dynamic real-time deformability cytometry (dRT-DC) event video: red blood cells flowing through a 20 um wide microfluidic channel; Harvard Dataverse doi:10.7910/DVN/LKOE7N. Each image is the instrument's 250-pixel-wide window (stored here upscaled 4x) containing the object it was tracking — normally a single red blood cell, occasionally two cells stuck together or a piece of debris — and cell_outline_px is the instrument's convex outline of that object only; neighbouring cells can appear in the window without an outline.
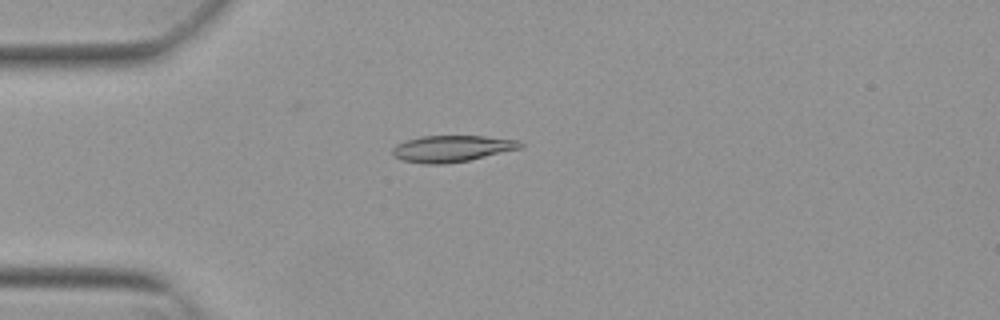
{"species": "Egyptian fruit bat (a non-hibernating species)", "species_latin": "Rousettus aegyptiacus", "temperature_condition": "warm", "stored_images_in_passage": 31, "camera_frame_rate_fps": 3000, "um_per_image_px": 0.085, "animal": {"sex": "female"}, "frame": {"image": 1, "passage_image": 14, "time_ms": 4.333, "image_size_px": [1000, 320], "cell_outline_px": [[524, 144], [520, 148], [468, 160], [444, 164], [424, 164], [400, 160], [392, 156], [392, 148], [396, 144], [420, 136], [484, 136], [520, 140]], "centroid_in_image_um": [38.37, 12.63], "position_along_channel_um": 46.6, "area_um2": 19.71}}
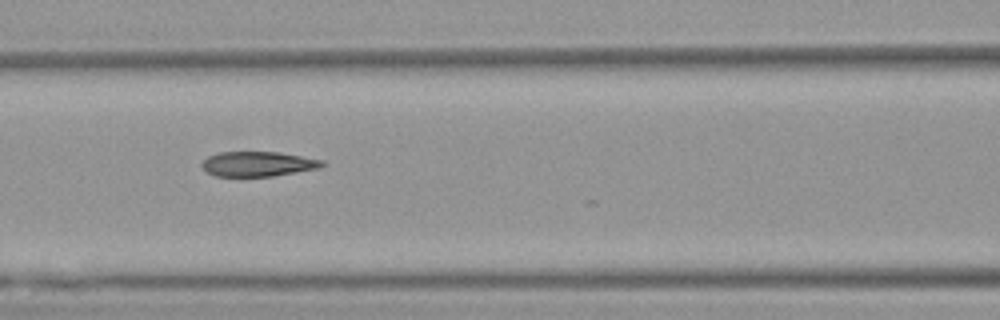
{"frame": {"image": 2, "passage_image": 23, "time_ms": 7.333, "image_size_px": [1000, 320], "cell_outline_px": [[324, 164], [320, 168], [272, 176], [216, 176], [208, 172], [200, 164], [208, 156], [220, 152], [280, 152], [324, 160]], "centroid_in_image_um": [21.94, 13.93], "position_along_channel_um": 144.7, "area_um2": 17.34}}
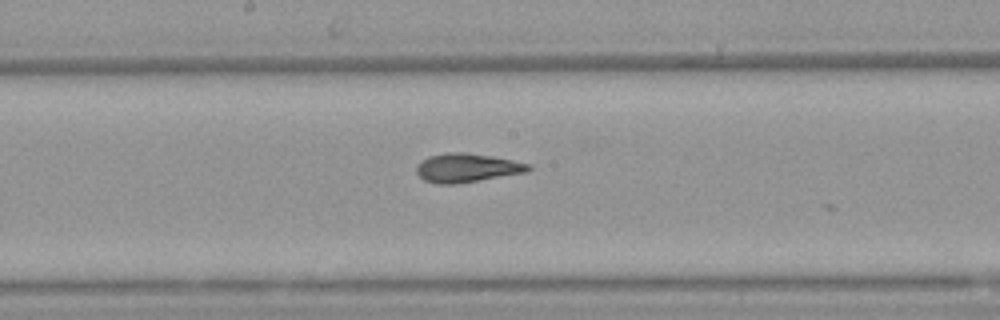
{"frame": {"image": 3, "passage_image": 28, "time_ms": 9.0, "image_size_px": [1000, 320], "cell_outline_px": [[532, 168], [528, 172], [456, 184], [436, 184], [424, 180], [416, 172], [416, 164], [420, 160], [428, 156], [448, 152], [464, 152], [492, 156], [532, 164]], "centroid_in_image_um": [39.68, 14.26], "position_along_channel_um": 208.5, "area_um2": 19.02}}